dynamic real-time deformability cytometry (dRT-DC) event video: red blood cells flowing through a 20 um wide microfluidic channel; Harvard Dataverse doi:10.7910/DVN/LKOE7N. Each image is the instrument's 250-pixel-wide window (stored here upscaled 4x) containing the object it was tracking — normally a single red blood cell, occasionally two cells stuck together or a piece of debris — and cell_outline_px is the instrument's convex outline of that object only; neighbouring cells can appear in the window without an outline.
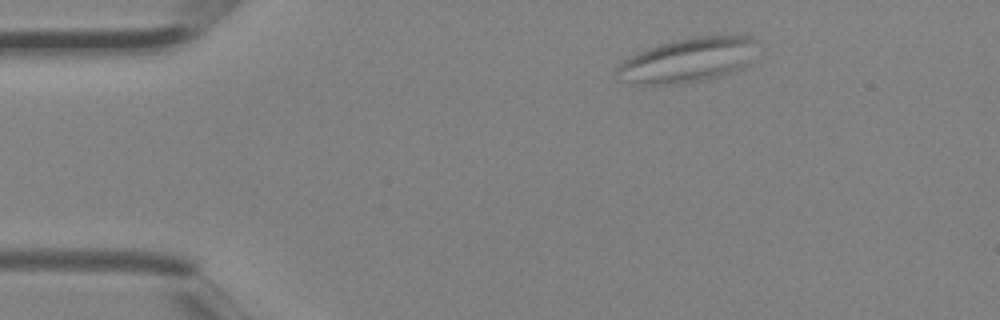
{"species": "Egyptian fruit bat (a non-hibernating species)", "species_latin": "Rousettus aegyptiacus", "temperature_condition": "room temperature", "stored_images_in_passage": 2, "camera_frame_rate_fps": 3000, "um_per_image_px": 0.085, "animal": {"sex": "female"}, "frame": {"image": 1, "passage_image": 1, "time_ms": 0.0, "image_size_px": [1000, 320], "cell_outline_px": [[756, 40], [752, 64], [744, 68], [700, 80], [680, 84], [636, 84], [620, 80], [616, 72], [616, 68], [624, 60], [648, 48], [672, 40], [696, 36], [752, 36]], "centroid_in_image_um": [58.49, 5.1], "position_along_channel_um": 26.5, "area_um2": 36.13}}